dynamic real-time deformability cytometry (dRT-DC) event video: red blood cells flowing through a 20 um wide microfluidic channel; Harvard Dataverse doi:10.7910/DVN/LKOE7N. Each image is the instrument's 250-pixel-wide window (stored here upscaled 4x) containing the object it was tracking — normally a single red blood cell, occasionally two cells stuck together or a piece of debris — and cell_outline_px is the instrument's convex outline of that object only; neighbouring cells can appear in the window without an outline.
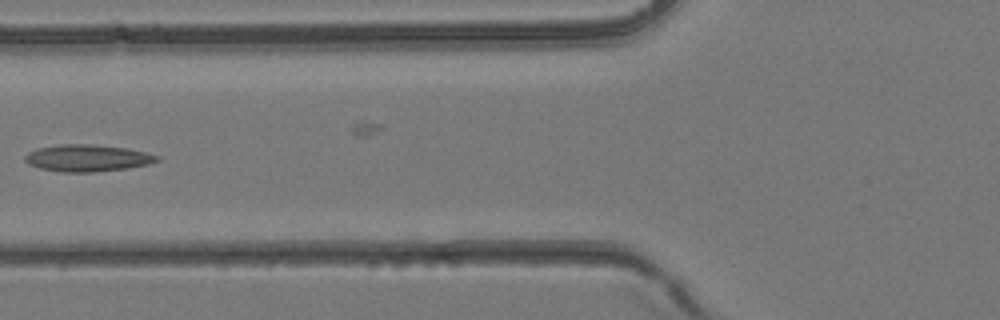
{"species": "common noctule bat (a hibernating species)", "species_latin": "Nyctalus noctula", "temperature_condition": "room temperature", "stored_images_in_passage": 4, "camera_frame_rate_fps": 3000, "um_per_image_px": 0.085, "animal": {"sex": "female", "body_mass_g": 24.6, "forearm_length_mm": 56.2}, "frame": {"image": 1, "passage_image": 4, "time_ms": 1.0, "image_size_px": [1000, 320], "cell_outline_px": [[160, 160], [148, 164], [124, 168], [92, 172], [60, 172], [40, 168], [28, 164], [24, 160], [24, 156], [28, 152], [36, 148], [60, 144], [92, 144], [128, 148], [148, 152], [160, 156]], "centroid_in_image_um": [7.42, 13.42], "position_along_channel_um": 118.4, "area_um2": 20.81}}